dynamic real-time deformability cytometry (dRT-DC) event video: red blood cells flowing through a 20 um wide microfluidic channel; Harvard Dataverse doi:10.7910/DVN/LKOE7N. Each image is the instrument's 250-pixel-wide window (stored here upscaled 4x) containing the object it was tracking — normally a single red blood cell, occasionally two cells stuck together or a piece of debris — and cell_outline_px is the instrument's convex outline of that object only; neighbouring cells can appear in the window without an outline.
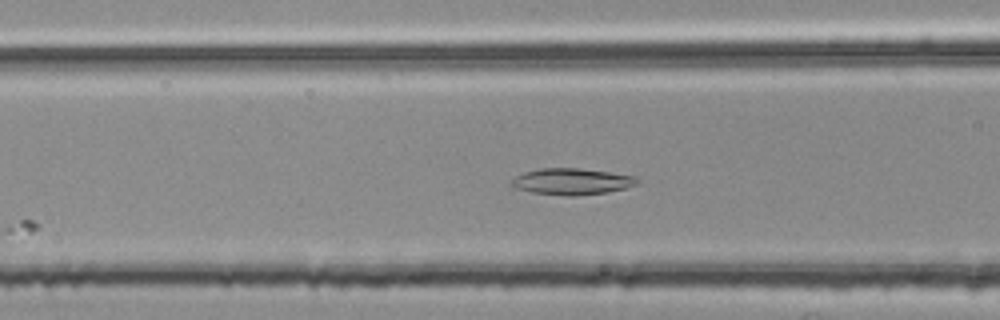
{"species": "common noctule bat (a hibernating species)", "species_latin": "Nyctalus noctula", "temperature_condition": "room temperature", "stored_images_in_passage": 6, "camera_frame_rate_fps": 3000, "um_per_image_px": 0.085, "animal": {"sex": "female", "body_mass_g": 25.1}, "frame": {"image": 1, "passage_image": 5, "time_ms": 1.333, "image_size_px": [1000, 320], "cell_outline_px": [[640, 180], [636, 184], [624, 188], [608, 192], [576, 196], [568, 196], [532, 192], [512, 188], [508, 184], [516, 176], [524, 172], [540, 168], [580, 168], [636, 176]], "centroid_in_image_um": [48.57, 15.43], "position_along_channel_um": 118.0, "area_um2": 19.42}}